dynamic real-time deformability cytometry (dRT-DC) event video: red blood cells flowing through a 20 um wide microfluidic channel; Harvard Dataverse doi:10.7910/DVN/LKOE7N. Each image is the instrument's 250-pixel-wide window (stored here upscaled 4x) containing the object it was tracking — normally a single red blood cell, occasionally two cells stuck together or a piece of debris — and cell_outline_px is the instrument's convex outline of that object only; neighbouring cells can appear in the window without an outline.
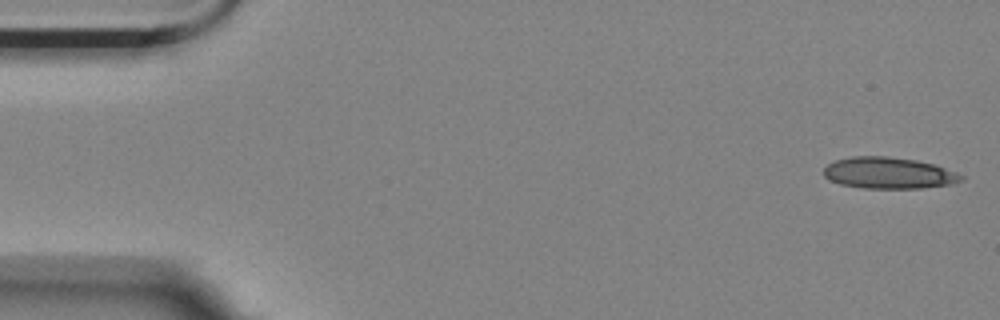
{"species": "Egyptian fruit bat (a non-hibernating species)", "species_latin": "Rousettus aegyptiacus", "temperature_condition": "room temperature", "stored_images_in_passage": 4, "camera_frame_rate_fps": 3000, "um_per_image_px": 0.085, "animal": {"sex": "female"}, "frame": {"image": 1, "passage_image": 1, "time_ms": 0.0, "image_size_px": [1000, 320], "cell_outline_px": [[964, 180], [952, 184], [924, 188], [864, 188], [840, 184], [828, 180], [824, 176], [824, 168], [828, 164], [836, 160], [852, 156], [888, 156], [916, 160], [936, 164], [956, 172], [964, 176]], "centroid_in_image_um": [75.56, 14.7], "position_along_channel_um": 9.4, "area_um2": 25.37}}
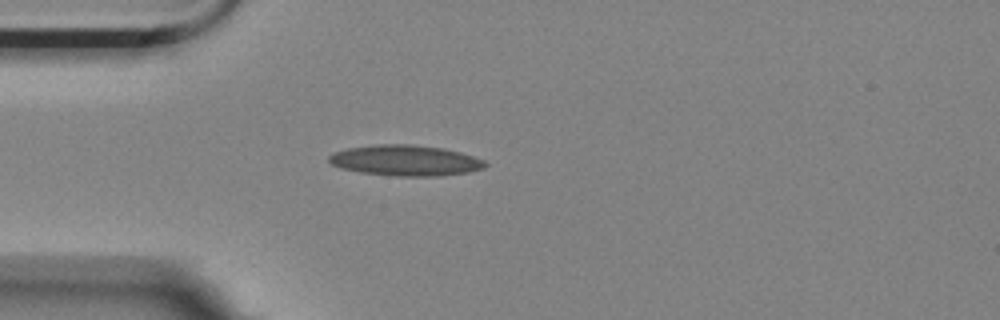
{"frame": {"image": 2, "passage_image": 4, "time_ms": 1.0, "image_size_px": [1000, 320], "cell_outline_px": [[488, 164], [484, 168], [468, 172], [440, 176], [396, 176], [360, 172], [340, 168], [332, 164], [328, 160], [328, 156], [336, 152], [348, 148], [376, 144], [408, 144], [444, 148], [460, 152], [484, 160]], "centroid_in_image_um": [34.47, 13.64], "position_along_channel_um": 50.5, "area_um2": 27.92}}